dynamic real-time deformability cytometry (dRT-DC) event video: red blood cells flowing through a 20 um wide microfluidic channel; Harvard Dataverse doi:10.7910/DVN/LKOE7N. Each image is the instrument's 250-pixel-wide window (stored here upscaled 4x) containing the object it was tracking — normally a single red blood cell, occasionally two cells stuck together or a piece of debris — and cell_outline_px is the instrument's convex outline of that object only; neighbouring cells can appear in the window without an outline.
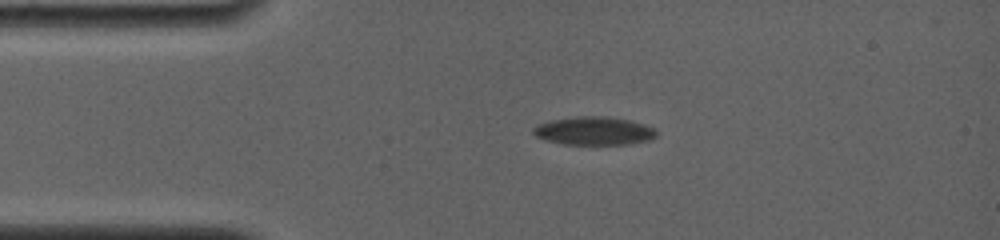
{"species": "common noctule bat (a hibernating species)", "species_latin": "Nyctalus noctula", "temperature_condition": "room temperature", "stored_images_in_passage": 6, "camera_frame_rate_fps": 4000, "um_per_image_px": 0.085, "animal": {"sex": "female", "body_mass_g": 19.0, "forearm_length_mm": 56.7}, "frame": {"image": 1, "passage_image": 4, "time_ms": 2.5, "image_size_px": [1000, 240], "cell_outline_px": [[656, 136], [648, 140], [628, 144], [564, 144], [544, 140], [536, 136], [532, 132], [532, 128], [536, 124], [552, 120], [580, 116], [600, 116], [628, 120], [644, 124], [652, 128], [656, 132]], "centroid_in_image_um": [50.43, 11.13], "position_along_channel_um": 34.6, "area_um2": 20.06}}